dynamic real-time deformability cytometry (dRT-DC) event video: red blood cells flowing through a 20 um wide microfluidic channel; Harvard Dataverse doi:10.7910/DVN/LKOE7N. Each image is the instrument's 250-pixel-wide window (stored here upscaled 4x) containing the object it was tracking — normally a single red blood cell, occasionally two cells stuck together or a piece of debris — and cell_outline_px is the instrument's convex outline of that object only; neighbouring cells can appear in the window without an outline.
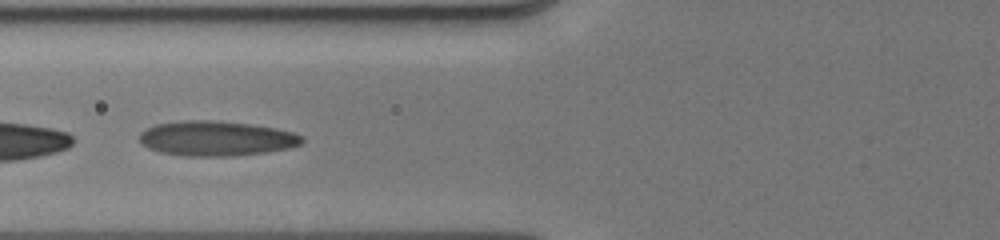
{"species": "human", "species_latin": "Homo sapiens", "temperature_condition": "cold", "stored_images_in_passage": 32, "segment_of_instrument_passage": [2, 2], "camera_frame_rate_fps": 3000, "um_per_image_px": 0.085, "donor": {"sex": "male"}, "frame": {"image": 1, "passage_image": 9, "time_ms": 5.333, "image_size_px": [1000, 240], "cell_outline_px": [[304, 140], [300, 144], [288, 148], [268, 152], [232, 156], [184, 156], [160, 152], [148, 148], [140, 144], [140, 132], [156, 124], [180, 120], [212, 120], [252, 124], [276, 128], [292, 132], [304, 136]], "centroid_in_image_um": [18.38, 11.76], "position_along_channel_um": 107.4, "area_um2": 33.29}}
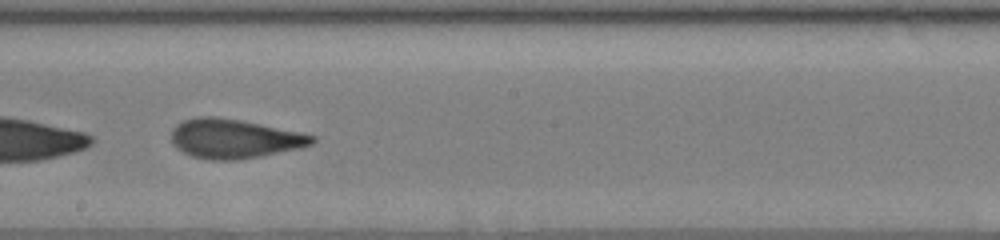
{"frame": {"image": 2, "passage_image": 17, "time_ms": 8.333, "image_size_px": [1000, 240], "cell_outline_px": [[316, 140], [312, 144], [300, 148], [260, 156], [236, 160], [212, 160], [192, 156], [176, 148], [172, 144], [172, 128], [176, 124], [184, 120], [196, 116], [212, 116], [240, 120], [300, 132], [316, 136]], "centroid_in_image_um": [19.89, 11.78], "position_along_channel_um": 228.3, "area_um2": 32.14}}
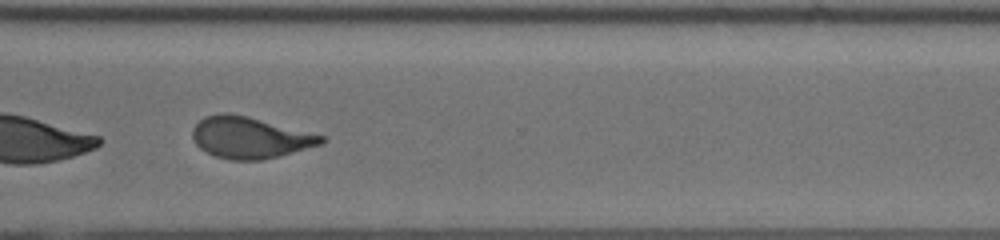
{"frame": {"image": 3, "passage_image": 22, "time_ms": 11.333, "image_size_px": [1000, 240], "cell_outline_px": [[324, 144], [260, 160], [228, 160], [216, 156], [200, 148], [196, 144], [192, 136], [192, 128], [204, 116], [220, 112], [228, 112], [248, 116], [324, 136]], "centroid_in_image_um": [21.2, 11.68], "position_along_channel_um": 349.4, "area_um2": 30.92}}